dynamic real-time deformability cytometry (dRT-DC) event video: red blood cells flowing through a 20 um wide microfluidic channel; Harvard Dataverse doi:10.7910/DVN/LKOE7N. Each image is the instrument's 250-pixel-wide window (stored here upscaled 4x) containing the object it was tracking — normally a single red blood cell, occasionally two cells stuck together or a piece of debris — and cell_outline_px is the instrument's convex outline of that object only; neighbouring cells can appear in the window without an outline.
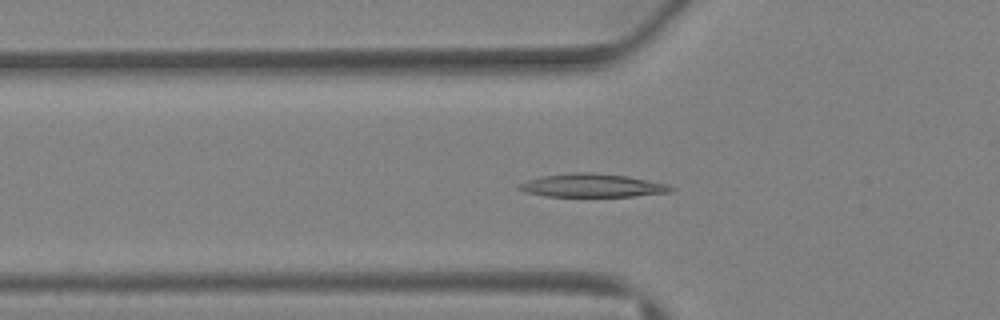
{"species": "Egyptian fruit bat (a non-hibernating species)", "species_latin": "Rousettus aegyptiacus", "temperature_condition": "warm", "stored_images_in_passage": 40, "camera_frame_rate_fps": 3000, "um_per_image_px": 0.085, "animal": {"sex": "female"}, "frame": {"image": 1, "passage_image": 13, "time_ms": 4.0, "image_size_px": [1000, 320], "cell_outline_px": [[676, 188], [672, 192], [636, 196], [544, 196], [524, 192], [516, 188], [520, 184], [528, 180], [540, 176], [572, 172], [592, 172], [628, 176], [668, 184]], "centroid_in_image_um": [50.36, 15.76], "position_along_channel_um": 75.4, "area_um2": 20.81}}
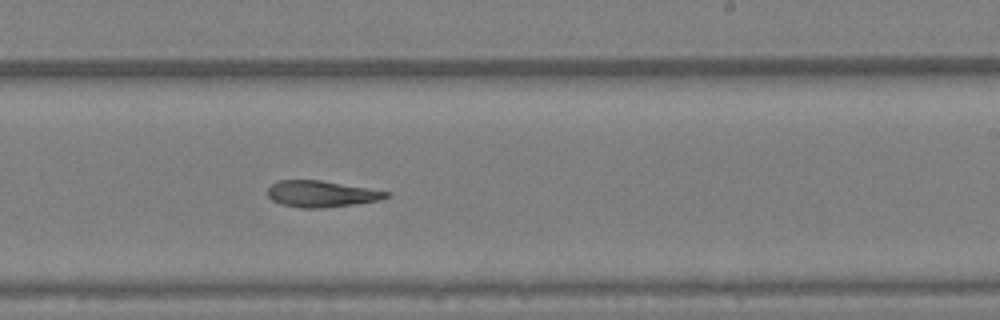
{"frame": {"image": 2, "passage_image": 24, "time_ms": 7.667, "image_size_px": [1000, 320], "cell_outline_px": [[388, 196], [380, 200], [352, 204], [320, 208], [300, 208], [280, 204], [272, 200], [268, 196], [268, 188], [276, 180], [320, 180], [388, 192]], "centroid_in_image_um": [27.23, 16.48], "position_along_channel_um": 261.8, "area_um2": 17.92}}
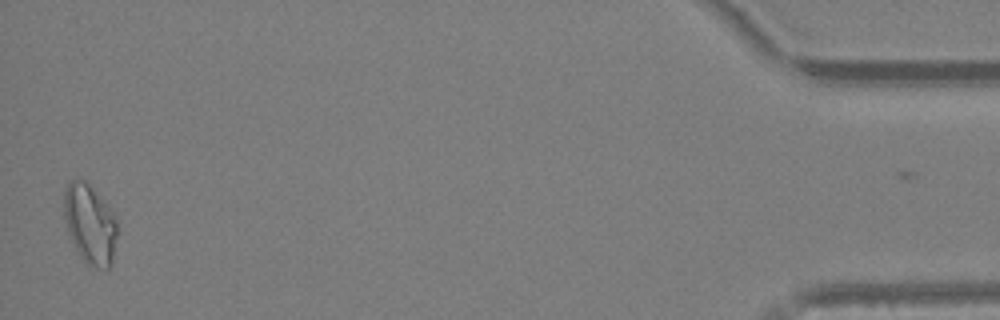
{"frame": {"image": 3, "passage_image": 39, "time_ms": 12.667, "image_size_px": [1000, 320], "cell_outline_px": [[116, 236], [112, 264], [108, 268], [88, 268], [72, 244], [68, 232], [64, 216], [64, 188], [72, 180], [84, 180], [88, 184], [116, 216]], "centroid_in_image_um": [7.63, 19.1], "position_along_channel_um": 427.6, "area_um2": 24.62}}